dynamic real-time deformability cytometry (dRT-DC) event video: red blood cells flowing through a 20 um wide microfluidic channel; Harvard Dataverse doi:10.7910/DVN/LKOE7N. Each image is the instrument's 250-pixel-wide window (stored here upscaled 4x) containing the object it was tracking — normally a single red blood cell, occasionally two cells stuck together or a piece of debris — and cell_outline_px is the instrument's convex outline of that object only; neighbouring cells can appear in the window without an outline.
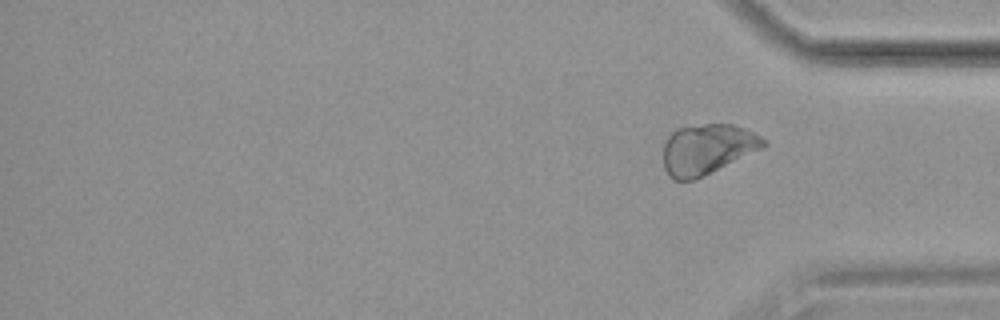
{"species": "common noctule bat (a hibernating species)", "species_latin": "Nyctalus noctula", "temperature_condition": "cold", "stored_images_in_passage": 16, "segment_of_instrument_passage": [2, 2], "camera_frame_rate_fps": 3000, "um_per_image_px": 0.085, "animal": {"sex": "female", "body_mass_g": 19.9}, "frame": {"image": 1, "passage_image": 16, "time_ms": 19.667, "image_size_px": [1000, 320], "cell_outline_px": [[768, 144], [764, 148], [692, 180], [672, 180], [668, 176], [664, 168], [664, 140], [676, 128], [704, 124], [732, 124], [744, 128], [768, 140]], "centroid_in_image_um": [60.11, 12.66], "position_along_channel_um": 375.1, "area_um2": 29.3}}